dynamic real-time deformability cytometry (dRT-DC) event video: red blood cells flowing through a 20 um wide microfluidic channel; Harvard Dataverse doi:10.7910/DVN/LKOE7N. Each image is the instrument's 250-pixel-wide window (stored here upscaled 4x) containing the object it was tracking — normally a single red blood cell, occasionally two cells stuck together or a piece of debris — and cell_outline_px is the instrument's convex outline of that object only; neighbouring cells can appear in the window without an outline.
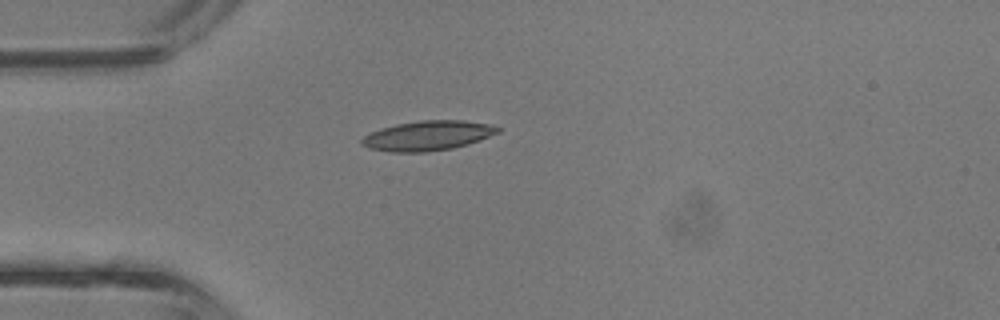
{"species": "common noctule bat (a hibernating species)", "species_latin": "Nyctalus noctula", "temperature_condition": "room temperature", "stored_images_in_passage": 1, "camera_frame_rate_fps": 3000, "um_per_image_px": 0.085, "animal": {"sex": "male", "body_mass_g": 13.3}, "frame": {"image": 1, "passage_image": 1, "time_ms": 0.0, "image_size_px": [1000, 320], "cell_outline_px": [[500, 132], [480, 140], [468, 144], [452, 148], [424, 152], [388, 152], [368, 148], [360, 144], [360, 140], [364, 136], [380, 128], [396, 124], [420, 120], [464, 120], [488, 124], [500, 128]], "centroid_in_image_um": [36.33, 11.53], "position_along_channel_um": 48.7, "area_um2": 23.64}}